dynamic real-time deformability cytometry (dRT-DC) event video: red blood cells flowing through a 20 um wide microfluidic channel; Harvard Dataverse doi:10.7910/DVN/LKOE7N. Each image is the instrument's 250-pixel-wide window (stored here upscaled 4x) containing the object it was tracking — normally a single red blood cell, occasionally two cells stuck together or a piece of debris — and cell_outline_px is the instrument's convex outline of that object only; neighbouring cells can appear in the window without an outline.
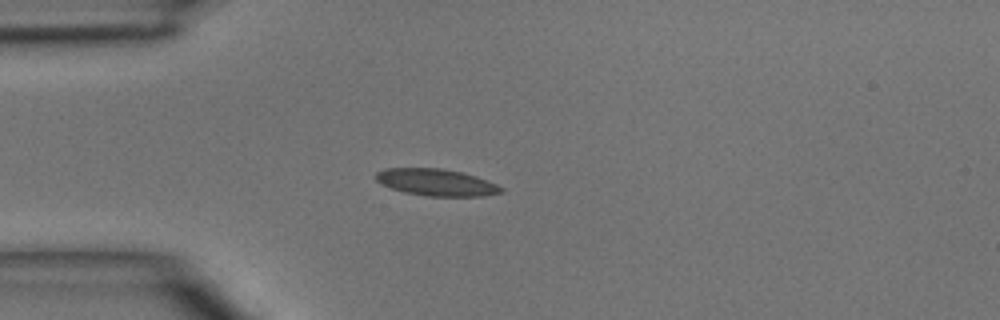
{"species": "common noctule bat (a hibernating species)", "species_latin": "Nyctalus noctula", "temperature_condition": "room temperature", "stored_images_in_passage": 3, "camera_frame_rate_fps": 3000, "um_per_image_px": 0.085, "animal": {"sex": "male", "body_mass_g": 15.6}, "frame": {"image": 1, "passage_image": 3, "time_ms": 2.333, "image_size_px": [1000, 320], "cell_outline_px": [[504, 192], [484, 196], [424, 196], [404, 192], [380, 184], [372, 176], [376, 172], [384, 168], [440, 168], [464, 172], [488, 180], [504, 188]], "centroid_in_image_um": [37.07, 15.49], "position_along_channel_um": 47.9, "area_um2": 19.94}}